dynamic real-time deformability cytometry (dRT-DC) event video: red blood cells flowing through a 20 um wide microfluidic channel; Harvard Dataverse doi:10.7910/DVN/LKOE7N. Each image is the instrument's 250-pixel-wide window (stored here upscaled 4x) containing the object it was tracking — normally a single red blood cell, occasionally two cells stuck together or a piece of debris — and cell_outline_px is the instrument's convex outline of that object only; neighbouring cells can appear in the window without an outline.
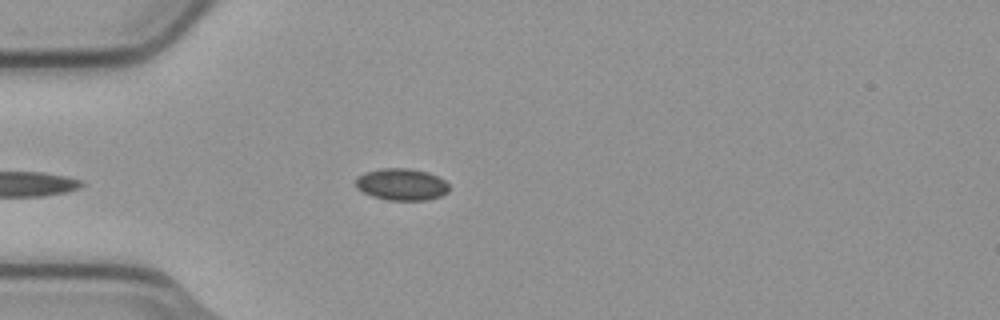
{"species": "common noctule bat (a hibernating species)", "species_latin": "Nyctalus noctula", "temperature_condition": "cold", "stored_images_in_passage": 4, "camera_frame_rate_fps": 3000, "um_per_image_px": 0.085, "animal": {"sex": "male", "body_mass_g": 23.1, "forearm_length_mm": 52.7}, "frame": {"image": 1, "passage_image": 4, "time_ms": 1.0, "image_size_px": [1000, 320], "cell_outline_px": [[448, 192], [440, 196], [428, 200], [388, 200], [372, 196], [356, 188], [356, 176], [364, 172], [380, 168], [408, 168], [428, 172], [444, 180], [448, 184]], "centroid_in_image_um": [34.11, 15.67], "position_along_channel_um": 50.9, "area_um2": 17.4}}